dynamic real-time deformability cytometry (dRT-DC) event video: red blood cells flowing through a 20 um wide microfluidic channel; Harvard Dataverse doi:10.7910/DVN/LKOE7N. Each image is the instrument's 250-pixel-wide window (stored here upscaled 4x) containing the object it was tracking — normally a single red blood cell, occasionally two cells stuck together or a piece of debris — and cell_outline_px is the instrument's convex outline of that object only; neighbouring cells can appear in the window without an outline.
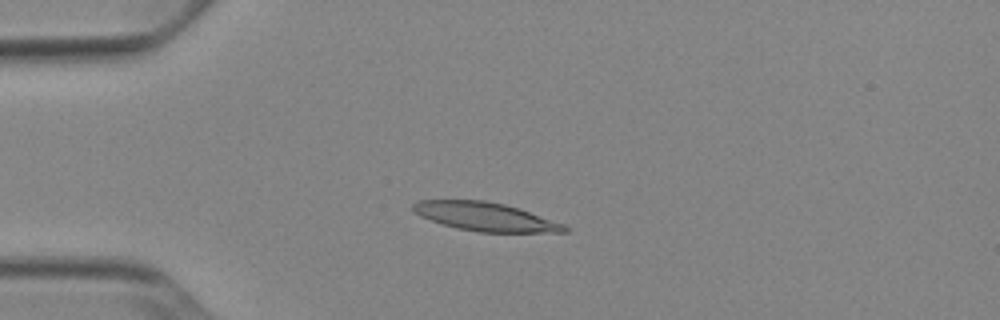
{"species": "Egyptian fruit bat (a non-hibernating species)", "species_latin": "Rousettus aegyptiacus", "temperature_condition": "cold", "stored_images_in_passage": 42, "camera_frame_rate_fps": 3000, "um_per_image_px": 0.085, "animal": {"sex": "female"}, "frame": {"image": 1, "passage_image": 3, "time_ms": 0.667, "image_size_px": [1000, 320], "cell_outline_px": [[568, 232], [480, 232], [456, 228], [420, 216], [412, 208], [412, 204], [416, 200], [484, 200], [504, 204], [520, 208], [564, 224], [568, 228]], "centroid_in_image_um": [41.26, 18.41], "position_along_channel_um": 43.7, "area_um2": 25.09}}
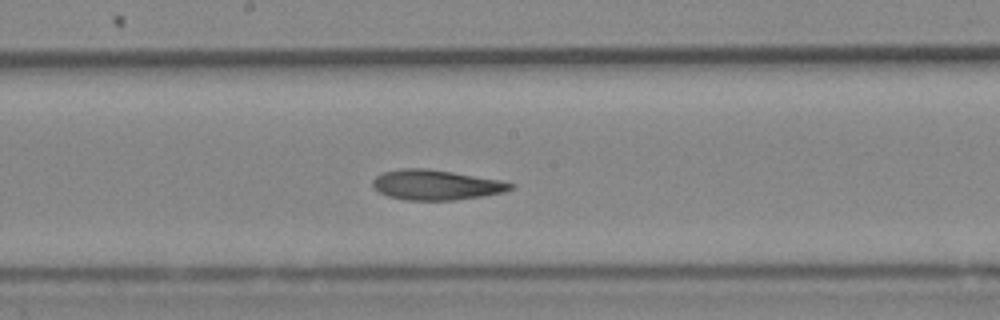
{"frame": {"image": 2, "passage_image": 18, "time_ms": 5.667, "image_size_px": [1000, 320], "cell_outline_px": [[512, 188], [504, 192], [484, 196], [456, 200], [404, 200], [388, 196], [380, 192], [372, 184], [372, 180], [376, 176], [384, 172], [400, 168], [428, 168], [500, 180], [512, 184]], "centroid_in_image_um": [37.04, 15.72], "position_along_channel_um": 211.2, "area_um2": 24.04}}
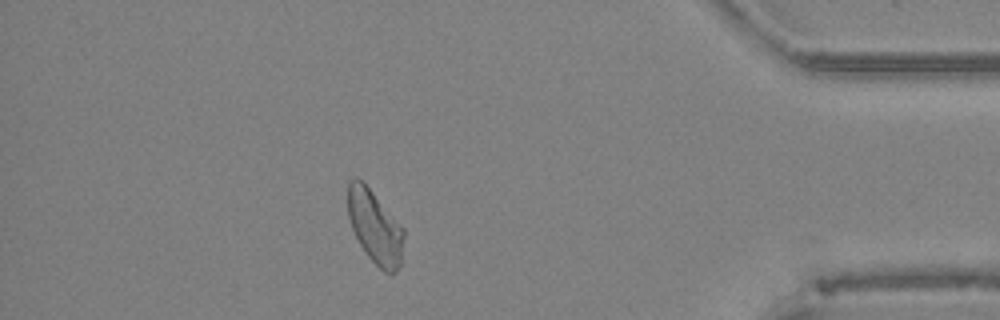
{"frame": {"image": 3, "passage_image": 36, "time_ms": 11.667, "image_size_px": [1000, 320], "cell_outline_px": [[404, 236], [400, 264], [396, 272], [384, 272], [364, 252], [352, 228], [348, 216], [348, 184], [356, 176], [368, 188], [404, 228]], "centroid_in_image_um": [31.87, 19.31], "position_along_channel_um": 403.3, "area_um2": 23.35}, "authors_computed_cell_mechanics": {"area_um2": 24.3049, "velocity_mm_per_s": 3.8604, "shape_relaxation_time_tau1_ms": 8.3606, "shape_relaxation_time_tau2_ms": 3.9319, "deformation_change_tau1": 0.2189, "deformation_change_tau2": 0.0997}}